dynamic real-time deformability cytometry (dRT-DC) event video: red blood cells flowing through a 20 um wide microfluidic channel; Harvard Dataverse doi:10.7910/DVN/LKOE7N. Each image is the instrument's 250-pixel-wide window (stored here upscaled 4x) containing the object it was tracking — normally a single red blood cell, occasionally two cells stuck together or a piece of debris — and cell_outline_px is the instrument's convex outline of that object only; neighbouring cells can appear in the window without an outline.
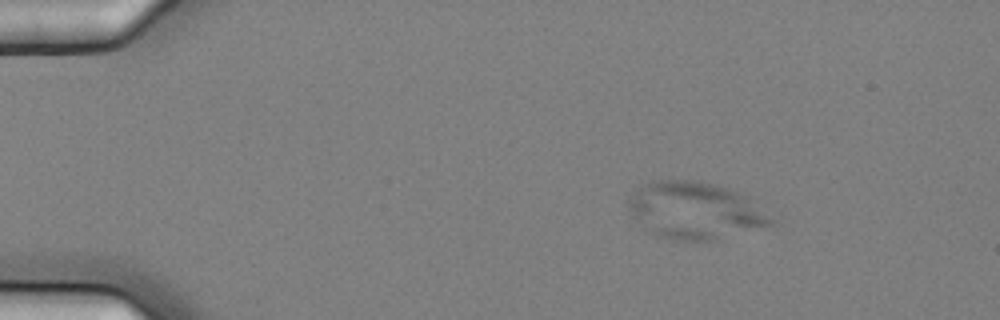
{"species": "common noctule bat (a hibernating species)", "species_latin": "Nyctalus noctula", "temperature_condition": "cold", "stored_images_in_passage": 7, "camera_frame_rate_fps": 3000, "um_per_image_px": 0.085, "animal": {"sex": "female", "body_mass_g": 25.1}, "frame": {"image": 1, "passage_image": 3, "time_ms": 0.667, "image_size_px": [1000, 320], "cell_outline_px": [[776, 220], [772, 224], [716, 240], [676, 240], [656, 236], [640, 228], [632, 216], [628, 208], [628, 200], [644, 184], [652, 180], [696, 180], [712, 184], [736, 192], [748, 200]], "centroid_in_image_um": [58.98, 17.92], "position_along_channel_um": 26.0, "area_um2": 46.76}}
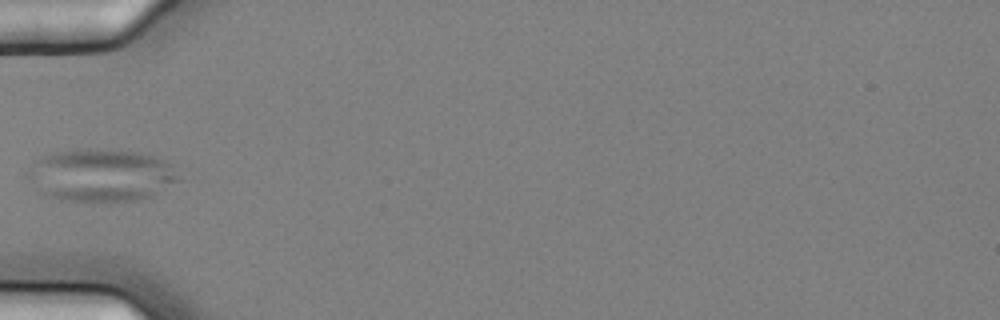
{"frame": {"image": 2, "passage_image": 6, "time_ms": 1.667, "image_size_px": [1000, 320], "cell_outline_px": [[180, 180], [152, 196], [136, 200], [64, 200], [52, 196], [44, 192], [36, 164], [36, 160], [40, 156], [52, 152], [88, 148], [136, 152], [152, 156], [164, 160], [172, 164]], "centroid_in_image_um": [8.82, 14.86], "position_along_channel_um": 76.2, "area_um2": 43.87}}
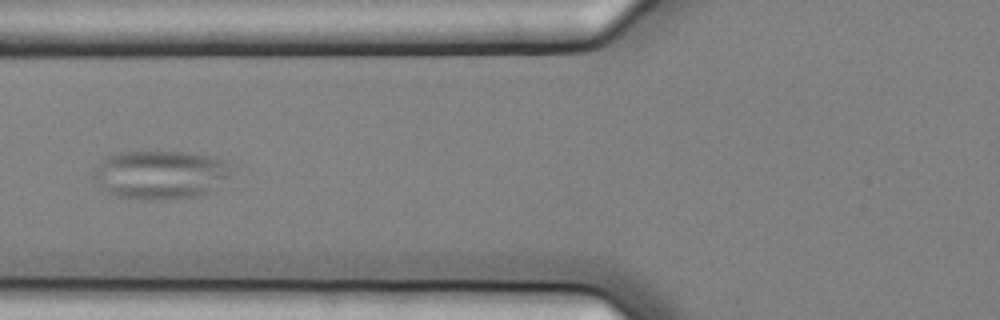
{"frame": {"image": 3, "passage_image": 7, "time_ms": 2.0, "image_size_px": [1000, 320], "cell_outline_px": [[240, 164], [216, 192], [196, 196], [168, 200], [140, 200], [116, 196], [100, 188], [92, 176], [100, 160], [108, 156], [120, 152], [188, 152], [216, 156]], "centroid_in_image_um": [13.78, 14.85], "position_along_channel_um": 112.0, "area_um2": 40.69}}